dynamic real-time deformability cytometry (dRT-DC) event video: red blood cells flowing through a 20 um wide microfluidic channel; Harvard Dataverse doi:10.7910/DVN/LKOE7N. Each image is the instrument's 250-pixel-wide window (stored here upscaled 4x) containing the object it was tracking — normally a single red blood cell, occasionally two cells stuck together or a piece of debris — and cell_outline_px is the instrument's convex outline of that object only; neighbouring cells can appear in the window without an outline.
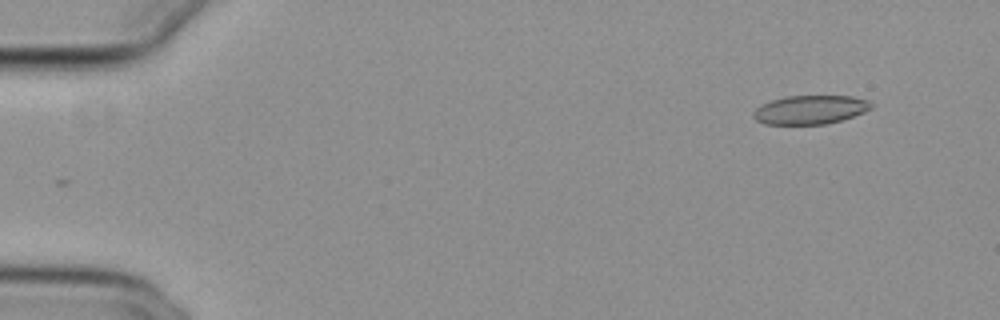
{"species": "common noctule bat (a hibernating species)", "species_latin": "Nyctalus noctula", "temperature_condition": "cold", "stored_images_in_passage": 50, "camera_frame_rate_fps": 3000, "um_per_image_px": 0.085, "animal": {"sex": "female", "body_mass_g": 29.2, "forearm_length_mm": 56.3}, "frame": {"image": 1, "passage_image": 1, "time_ms": 0.0, "image_size_px": [1000, 320], "cell_outline_px": [[872, 108], [864, 112], [840, 120], [824, 124], [764, 124], [756, 120], [752, 116], [752, 112], [760, 104], [784, 96], [852, 96], [868, 100], [872, 104]], "centroid_in_image_um": [68.83, 9.32], "position_along_channel_um": 16.2, "area_um2": 19.77}}
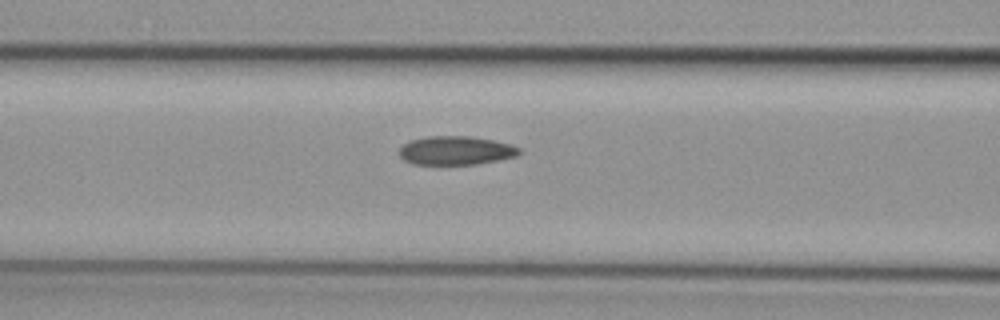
{"frame": {"image": 2, "passage_image": 19, "time_ms": 6.0, "image_size_px": [1000, 320], "cell_outline_px": [[520, 152], [516, 156], [476, 164], [412, 164], [404, 160], [400, 156], [400, 148], [404, 144], [412, 140], [428, 136], [472, 136], [512, 144], [520, 148]], "centroid_in_image_um": [38.75, 12.79], "position_along_channel_um": 127.9, "area_um2": 19.94}}
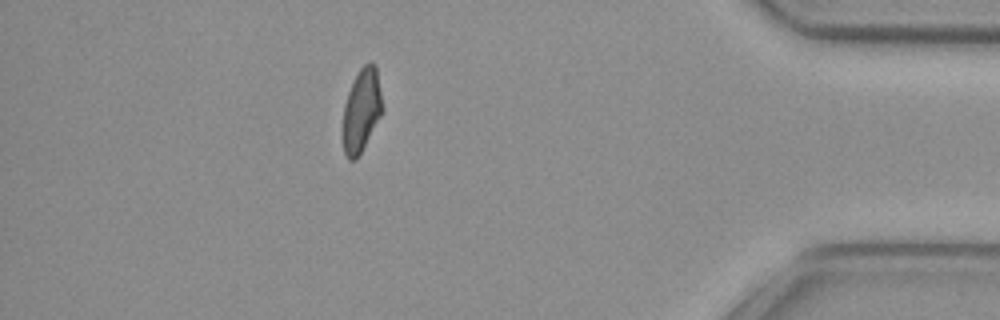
{"frame": {"image": 3, "passage_image": 44, "time_ms": 14.333, "image_size_px": [1000, 320], "cell_outline_px": [[384, 108], [380, 116], [356, 160], [348, 160], [344, 152], [344, 104], [352, 80], [360, 68], [364, 64], [376, 64]], "centroid_in_image_um": [30.74, 9.33], "position_along_channel_um": 404.5, "area_um2": 18.9}, "authors_computed_cell_mechanics": {"area_um2": 20.3167, "velocity_mm_per_s": 3.8497, "shape_relaxation_time_tau1_ms": null, "shape_relaxation_time_tau2_ms": 2.7094, "deformation_change_tau1": null, "deformation_change_tau2": 0.0889}}